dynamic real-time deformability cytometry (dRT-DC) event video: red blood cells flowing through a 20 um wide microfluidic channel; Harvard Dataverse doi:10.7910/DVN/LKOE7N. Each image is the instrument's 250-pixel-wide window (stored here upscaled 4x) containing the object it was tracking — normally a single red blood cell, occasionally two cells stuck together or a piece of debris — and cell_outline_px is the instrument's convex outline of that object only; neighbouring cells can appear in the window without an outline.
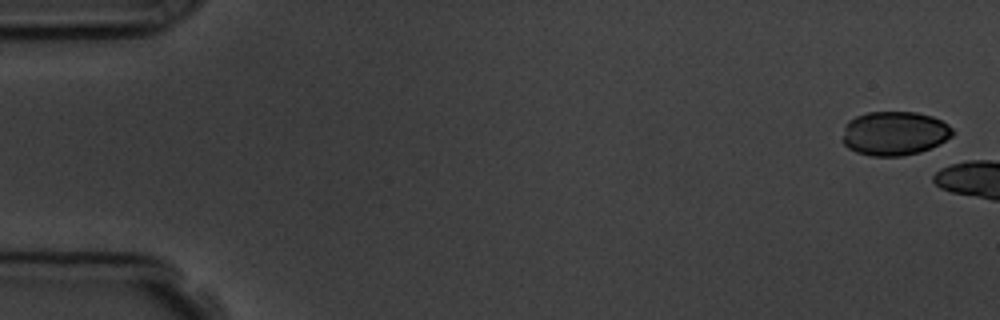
{"species": "common noctule bat (a hibernating species)", "species_latin": "Nyctalus noctula", "temperature_condition": "room temperature", "stored_images_in_passage": 3, "camera_frame_rate_fps": 3000, "um_per_image_px": 0.085, "animal": {"sex": "male", "body_mass_g": 19.5, "forearm_length_mm": 54.6}, "frame": {"image": 1, "passage_image": 1, "time_ms": 0.0, "image_size_px": [1000, 320], "cell_outline_px": [[956, 132], [952, 136], [940, 144], [920, 152], [900, 156], [872, 156], [856, 152], [848, 148], [840, 140], [844, 124], [848, 120], [856, 116], [868, 112], [916, 112], [932, 116], [948, 124]], "centroid_in_image_um": [76.0, 11.33], "position_along_channel_um": 9.0, "area_um2": 28.67}}